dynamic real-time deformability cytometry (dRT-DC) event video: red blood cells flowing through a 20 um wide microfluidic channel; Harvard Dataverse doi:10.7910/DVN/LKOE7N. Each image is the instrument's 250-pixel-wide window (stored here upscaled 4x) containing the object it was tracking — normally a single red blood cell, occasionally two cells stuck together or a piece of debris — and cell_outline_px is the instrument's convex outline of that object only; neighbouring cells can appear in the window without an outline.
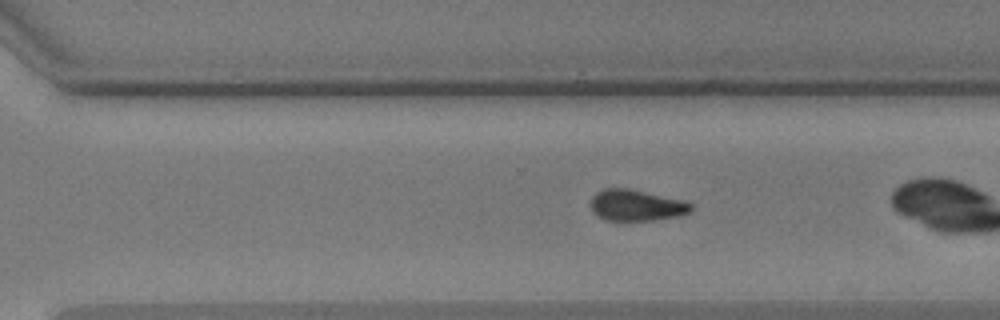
{"species": "common noctule bat (a hibernating species)", "species_latin": "Nyctalus noctula", "temperature_condition": "warm", "stored_images_in_passage": 43, "camera_frame_rate_fps": 3000, "um_per_image_px": 0.085, "animal": {"sex": "male", "body_mass_g": 17.9, "forearm_length_mm": 54.2}, "frame": {"image": 1, "passage_image": 37, "time_ms": 12.0, "image_size_px": [1000, 320], "cell_outline_px": [[692, 208], [688, 212], [680, 216], [652, 220], [604, 220], [596, 216], [592, 212], [592, 196], [596, 192], [604, 188], [628, 188], [684, 200], [692, 204]], "centroid_in_image_um": [54.07, 17.45], "position_along_channel_um": 316.5, "area_um2": 18.26}}